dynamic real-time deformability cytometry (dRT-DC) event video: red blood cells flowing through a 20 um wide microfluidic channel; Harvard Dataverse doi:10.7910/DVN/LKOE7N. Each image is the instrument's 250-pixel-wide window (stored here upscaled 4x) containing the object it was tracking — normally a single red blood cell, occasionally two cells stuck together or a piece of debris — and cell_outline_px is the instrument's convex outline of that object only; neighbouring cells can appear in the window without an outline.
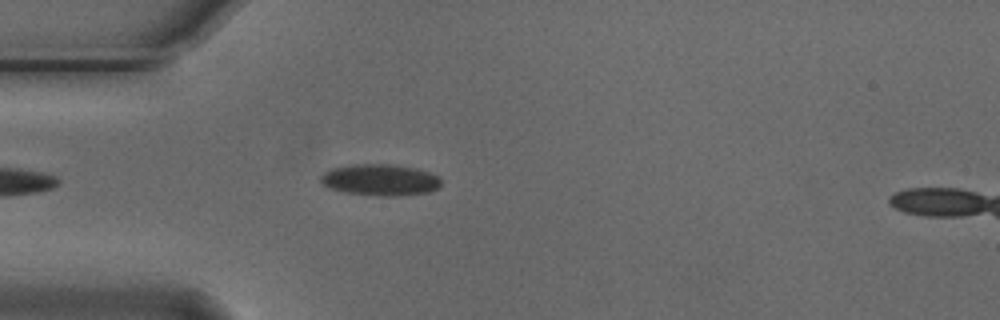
{"species": "Egyptian fruit bat (a non-hibernating species)", "species_latin": "Rousettus aegyptiacus", "temperature_condition": "cold", "stored_images_in_passage": 26, "camera_frame_rate_fps": 3000, "um_per_image_px": 0.085, "animal": {"sex": "male"}, "frame": {"image": 1, "passage_image": 2, "time_ms": 0.333, "image_size_px": [1000, 320], "cell_outline_px": [[440, 184], [436, 188], [428, 192], [400, 196], [380, 196], [344, 192], [328, 188], [320, 180], [320, 176], [324, 172], [332, 168], [352, 164], [392, 164], [416, 168], [440, 176]], "centroid_in_image_um": [32.3, 15.29], "position_along_channel_um": 52.7, "area_um2": 22.14}}
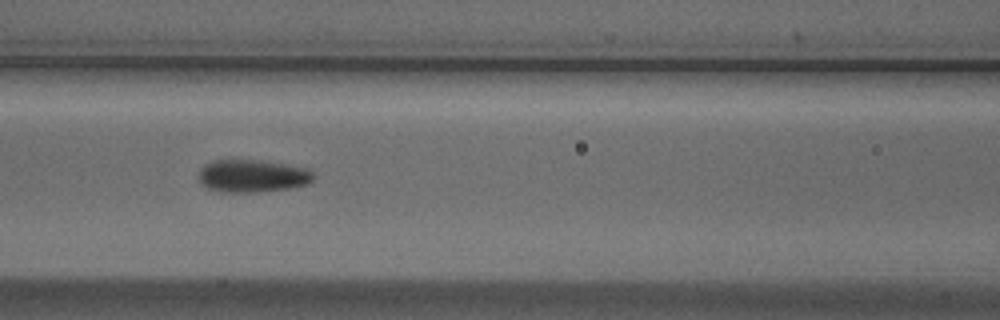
{"frame": {"image": 2, "passage_image": 10, "time_ms": 3.0, "image_size_px": [1000, 320], "cell_outline_px": [[312, 180], [308, 184], [288, 188], [260, 192], [220, 192], [208, 188], [200, 184], [200, 168], [204, 164], [212, 160], [256, 160], [312, 168]], "centroid_in_image_um": [21.44, 14.95], "position_along_channel_um": 145.2, "area_um2": 21.91}}
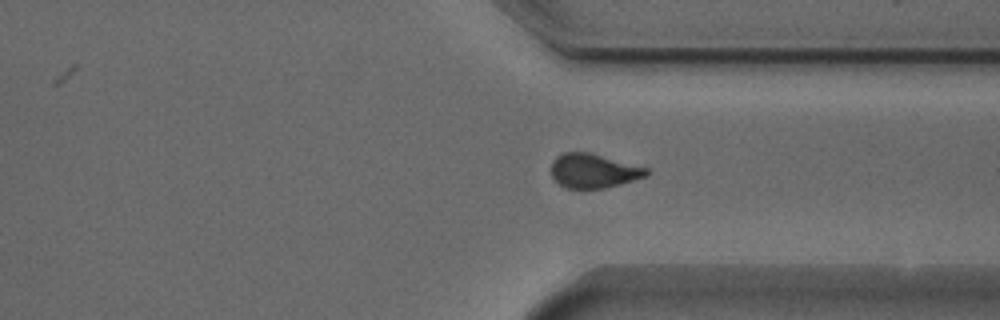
{"frame": {"image": 3, "passage_image": 24, "time_ms": 7.667, "image_size_px": [1000, 320], "cell_outline_px": [[648, 176], [620, 184], [604, 188], [564, 188], [552, 176], [552, 160], [556, 156], [564, 152], [588, 152], [648, 168]], "centroid_in_image_um": [50.44, 14.52], "position_along_channel_um": 361.0, "area_um2": 18.84}}